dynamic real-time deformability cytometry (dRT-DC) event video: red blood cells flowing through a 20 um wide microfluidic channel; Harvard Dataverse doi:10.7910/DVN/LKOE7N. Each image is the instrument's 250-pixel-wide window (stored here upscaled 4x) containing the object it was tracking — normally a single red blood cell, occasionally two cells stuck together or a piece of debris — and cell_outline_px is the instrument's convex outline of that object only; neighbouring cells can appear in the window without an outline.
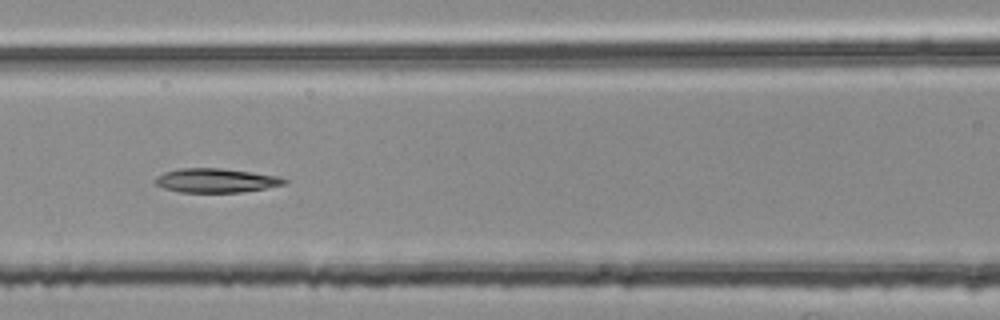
{"species": "common noctule bat (a hibernating species)", "species_latin": "Nyctalus noctula", "temperature_condition": "room temperature", "stored_images_in_passage": 53, "segment_of_instrument_passage": [2, 2], "camera_frame_rate_fps": 3000, "um_per_image_px": 0.085, "animal": {"sex": "female", "body_mass_g": 25.1}, "frame": {"image": 1, "passage_image": 24, "time_ms": 7.667, "image_size_px": [1000, 320], "cell_outline_px": [[288, 180], [284, 184], [264, 188], [240, 192], [180, 192], [164, 188], [156, 184], [152, 180], [156, 176], [164, 172], [180, 168], [220, 168], [252, 172], [280, 176]], "centroid_in_image_um": [18.32, 15.33], "position_along_channel_um": 148.3, "area_um2": 18.09}}
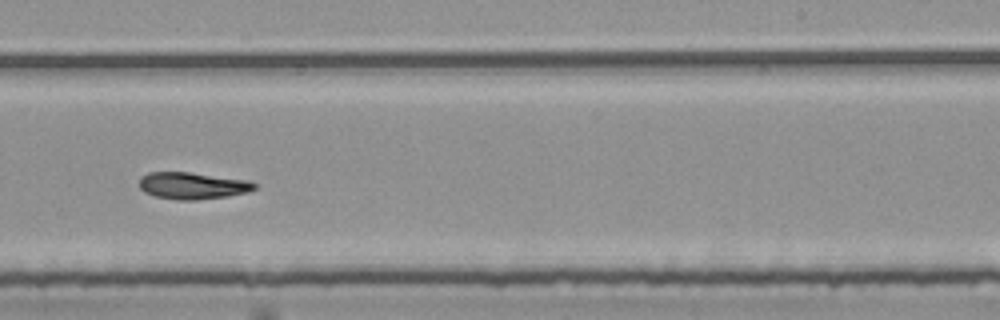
{"frame": {"image": 2, "passage_image": 34, "time_ms": 11.0, "image_size_px": [1000, 320], "cell_outline_px": [[256, 188], [248, 192], [228, 196], [196, 200], [176, 200], [156, 196], [144, 192], [140, 188], [140, 176], [148, 172], [192, 172], [248, 180], [256, 184]], "centroid_in_image_um": [16.36, 15.78], "position_along_channel_um": 272.6, "area_um2": 18.15}}
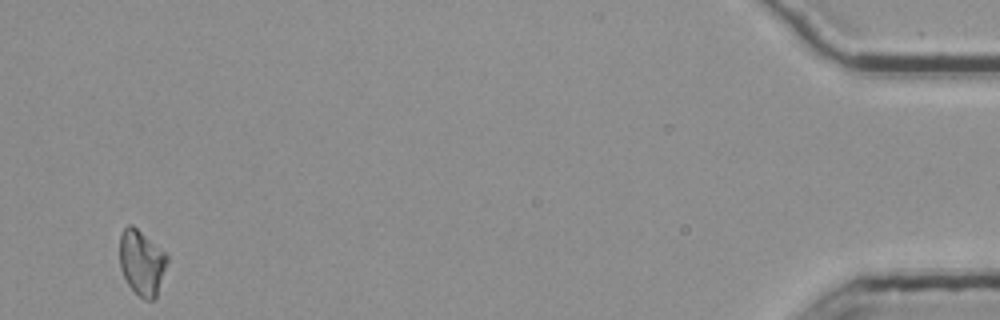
{"frame": {"image": 3, "passage_image": 53, "time_ms": 17.333, "image_size_px": [1000, 320], "cell_outline_px": [[168, 260], [156, 300], [144, 300], [128, 284], [120, 268], [120, 232], [128, 224], [132, 224], [164, 252], [168, 256]], "centroid_in_image_um": [12.05, 22.33], "position_along_channel_um": 423.2, "area_um2": 17.98}}